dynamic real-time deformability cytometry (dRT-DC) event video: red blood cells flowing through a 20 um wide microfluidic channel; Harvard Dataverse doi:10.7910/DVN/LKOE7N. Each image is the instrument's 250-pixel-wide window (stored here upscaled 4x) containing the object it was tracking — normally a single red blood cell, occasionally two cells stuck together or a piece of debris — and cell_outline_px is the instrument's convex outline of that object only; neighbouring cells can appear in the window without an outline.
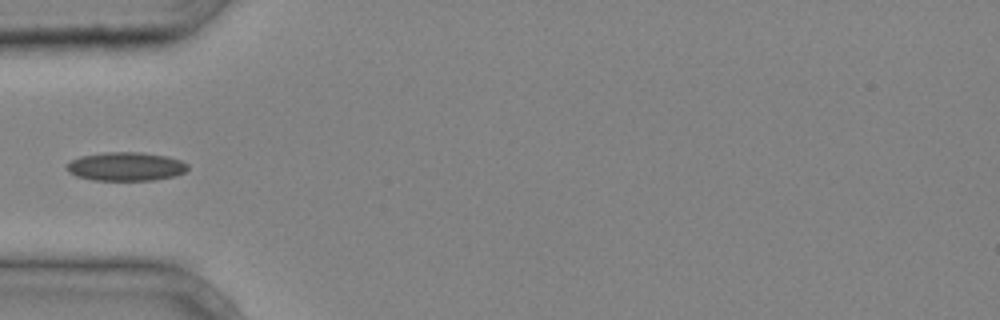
{"species": "common noctule bat (a hibernating species)", "species_latin": "Nyctalus noctula", "temperature_condition": "cold", "stored_images_in_passage": 28, "camera_frame_rate_fps": 3000, "um_per_image_px": 0.085, "animal": {"sex": "male", "body_mass_g": 20.4}, "frame": {"image": 1, "passage_image": 1, "time_ms": 0.0, "image_size_px": [1000, 320], "cell_outline_px": [[188, 168], [184, 172], [172, 176], [152, 180], [92, 180], [76, 176], [68, 172], [64, 168], [72, 160], [80, 156], [104, 152], [144, 152], [164, 156], [180, 160], [188, 164]], "centroid_in_image_um": [10.65, 14.15], "position_along_channel_um": 74.3, "area_um2": 20.17}}
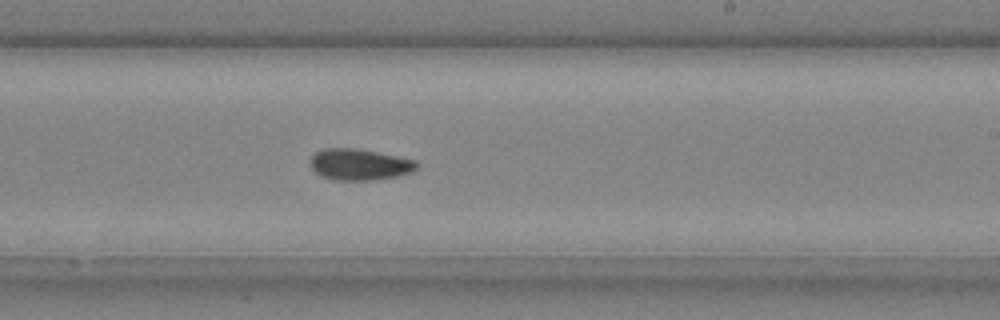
{"frame": {"image": 2, "passage_image": 13, "time_ms": 4.0, "image_size_px": [1000, 320], "cell_outline_px": [[420, 164], [412, 172], [396, 176], [372, 180], [336, 180], [320, 176], [312, 168], [312, 156], [316, 152], [324, 148], [356, 148], [416, 160]], "centroid_in_image_um": [30.57, 13.98], "position_along_channel_um": 258.4, "area_um2": 19.25}}